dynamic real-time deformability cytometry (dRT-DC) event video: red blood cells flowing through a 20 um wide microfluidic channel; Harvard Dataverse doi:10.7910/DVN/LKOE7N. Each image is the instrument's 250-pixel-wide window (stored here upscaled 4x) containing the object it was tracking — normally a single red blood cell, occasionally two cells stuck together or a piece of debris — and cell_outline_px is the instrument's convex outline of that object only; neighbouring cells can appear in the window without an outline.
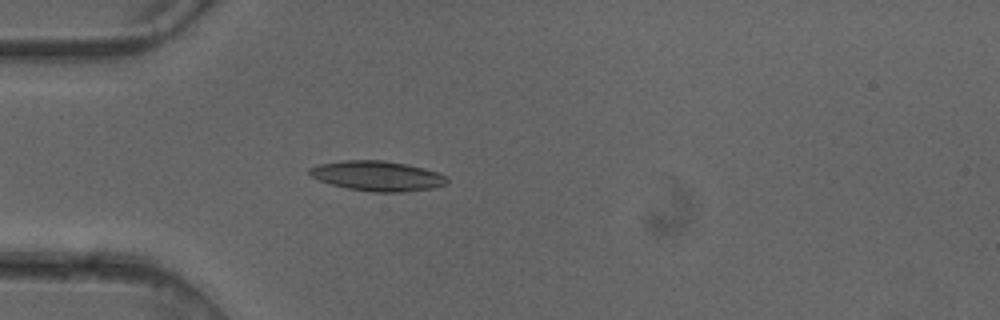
{"species": "common noctule bat (a hibernating species)", "species_latin": "Nyctalus noctula", "temperature_condition": "cold", "stored_images_in_passage": 2, "camera_frame_rate_fps": 3000, "um_per_image_px": 0.085, "animal": {"sex": "female"}, "frame": {"image": 1, "passage_image": 2, "time_ms": 0.333, "image_size_px": [1000, 320], "cell_outline_px": [[448, 180], [444, 184], [432, 188], [404, 192], [372, 192], [348, 188], [316, 180], [308, 176], [308, 168], [320, 164], [344, 160], [384, 160], [408, 164], [424, 168], [448, 176]], "centroid_in_image_um": [32.04, 14.95], "position_along_channel_um": 53.0, "area_um2": 24.16}}